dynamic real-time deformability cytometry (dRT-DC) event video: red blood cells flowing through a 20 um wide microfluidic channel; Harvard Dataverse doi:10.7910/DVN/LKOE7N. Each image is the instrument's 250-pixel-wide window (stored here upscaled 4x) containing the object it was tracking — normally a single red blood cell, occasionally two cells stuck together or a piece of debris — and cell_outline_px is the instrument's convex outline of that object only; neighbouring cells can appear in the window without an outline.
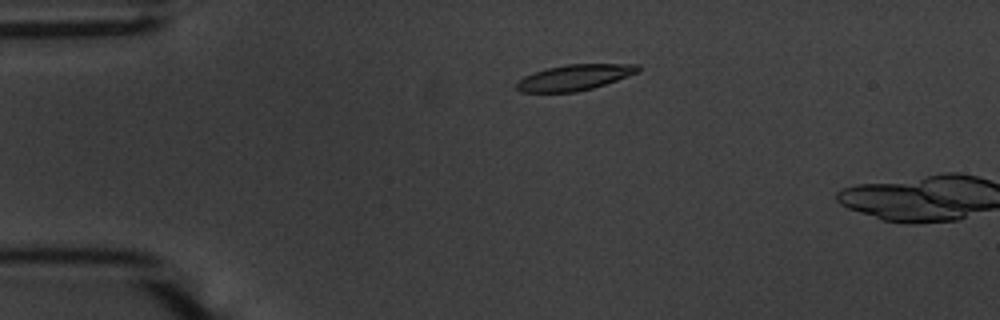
{"species": "common noctule bat (a hibernating species)", "species_latin": "Nyctalus noctula", "temperature_condition": "warm", "stored_images_in_passage": 13, "camera_frame_rate_fps": 3000, "um_per_image_px": 0.085, "animal": {"sex": "male", "body_mass_g": 20.1, "forearm_length_mm": 53.5}, "frame": {"image": 1, "passage_image": 10, "time_ms": 3.0, "image_size_px": [1000, 320], "cell_outline_px": [[640, 72], [592, 88], [576, 92], [520, 92], [516, 88], [516, 84], [524, 76], [548, 68], [568, 64], [640, 64]], "centroid_in_image_um": [48.86, 6.58], "position_along_channel_um": 36.1, "area_um2": 18.03}}